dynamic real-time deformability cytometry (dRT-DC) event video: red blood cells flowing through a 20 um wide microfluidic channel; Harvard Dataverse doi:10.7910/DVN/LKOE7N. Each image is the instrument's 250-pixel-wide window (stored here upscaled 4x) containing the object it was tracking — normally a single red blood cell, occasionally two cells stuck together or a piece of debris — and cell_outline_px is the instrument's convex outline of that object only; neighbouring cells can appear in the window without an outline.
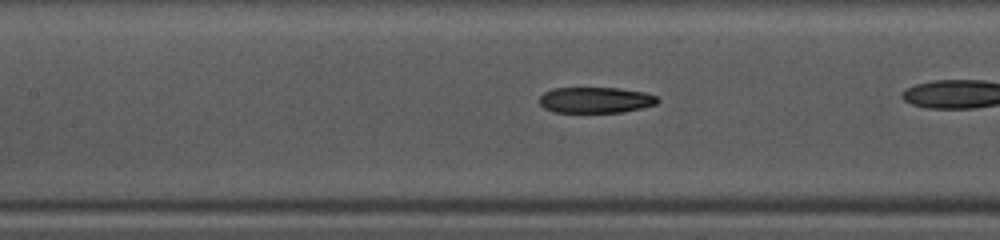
{"species": "common noctule bat (a hibernating species)", "species_latin": "Nyctalus noctula", "temperature_condition": "warm", "stored_images_in_passage": 23, "camera_frame_rate_fps": 3000, "um_per_image_px": 0.085, "animal": {"sex": "female", "body_mass_g": 10.0, "forearm_length_mm": 53.1}, "frame": {"image": 1, "passage_image": 7, "time_ms": 2.0, "image_size_px": [1000, 240], "cell_outline_px": [[660, 100], [656, 104], [640, 108], [620, 112], [552, 112], [544, 108], [540, 104], [540, 96], [544, 92], [552, 88], [620, 88], [644, 92], [656, 96]], "centroid_in_image_um": [50.6, 8.5], "position_along_channel_um": 156.8, "area_um2": 17.8}}
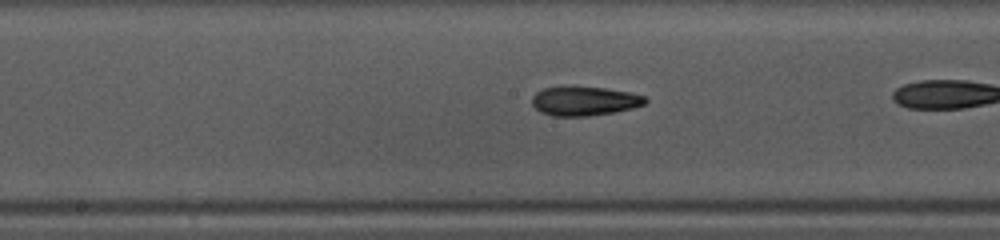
{"frame": {"image": 2, "passage_image": 10, "time_ms": 3.0, "image_size_px": [1000, 240], "cell_outline_px": [[648, 100], [644, 104], [632, 108], [616, 112], [588, 116], [552, 116], [540, 112], [532, 104], [532, 96], [536, 92], [544, 88], [568, 84], [604, 88], [632, 92], [644, 96]], "centroid_in_image_um": [49.65, 8.56], "position_along_channel_um": 198.6, "area_um2": 19.83}}